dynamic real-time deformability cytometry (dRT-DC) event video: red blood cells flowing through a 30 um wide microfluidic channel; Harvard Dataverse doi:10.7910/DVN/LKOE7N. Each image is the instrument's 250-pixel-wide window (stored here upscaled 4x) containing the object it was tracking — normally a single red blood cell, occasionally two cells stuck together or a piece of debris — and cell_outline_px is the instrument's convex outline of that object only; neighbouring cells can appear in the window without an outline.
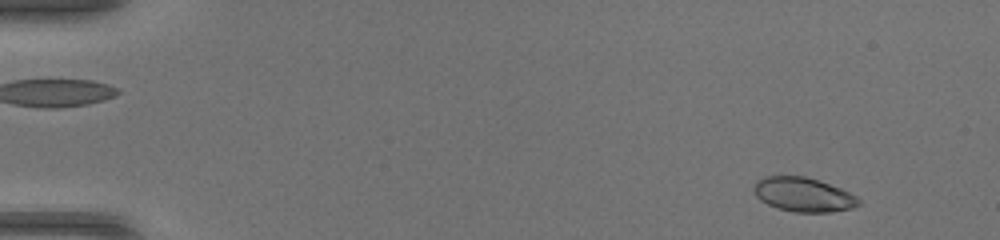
{"species": "common noctule bat (a hibernating species)", "species_latin": "Nyctalus noctula", "temperature_condition": "warm", "stored_images_in_passage": 51, "camera_frame_rate_fps": 3000, "um_per_image_px": 0.085, "animal": {"sex": "female", "body_mass_g": 17.0, "forearm_length_mm": 48.0}, "frame": {"image": 1, "passage_image": 6, "time_ms": 1.667, "image_size_px": [1000, 240], "cell_outline_px": [[860, 204], [852, 208], [828, 212], [796, 212], [776, 208], [760, 200], [756, 196], [752, 188], [756, 180], [764, 176], [804, 176], [840, 188], [856, 196], [860, 200]], "centroid_in_image_um": [68.24, 16.54], "position_along_channel_um": 16.8, "area_um2": 20.81}}
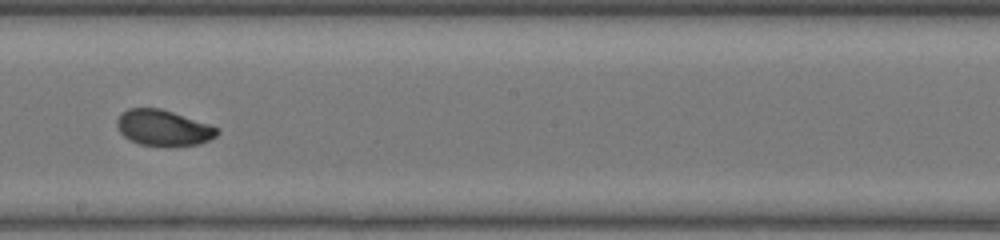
{"frame": {"image": 2, "passage_image": 31, "time_ms": 10.0, "image_size_px": [1000, 240], "cell_outline_px": [[220, 132], [216, 136], [200, 144], [168, 148], [140, 144], [128, 140], [120, 132], [116, 124], [116, 120], [120, 112], [128, 108], [160, 108], [220, 128]], "centroid_in_image_um": [13.86, 10.89], "position_along_channel_um": 234.3, "area_um2": 21.39}}
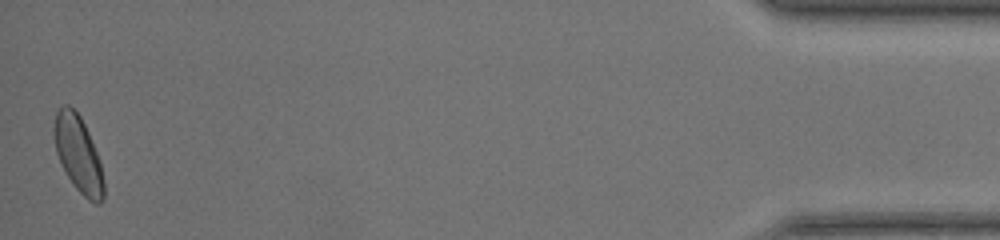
{"frame": {"image": 3, "passage_image": 51, "time_ms": 16.667, "image_size_px": [1000, 240], "cell_outline_px": [[104, 200], [100, 204], [96, 204], [88, 200], [72, 184], [56, 152], [52, 132], [52, 128], [56, 112], [64, 104], [68, 104], [80, 116], [88, 132], [100, 160], [104, 180]], "centroid_in_image_um": [6.65, 13.11], "position_along_channel_um": 428.5, "area_um2": 22.14}, "authors_computed_cell_mechanics": {"area_um2": 21.2126, "velocity_mm_per_s": 4.2378, "shape_relaxation_time_tau1_ms": 4.8675, "shape_relaxation_time_tau2_ms": 0.9232, "deformation_change_tau1": 0.1532, "deformation_change_tau2": 0.0491}}